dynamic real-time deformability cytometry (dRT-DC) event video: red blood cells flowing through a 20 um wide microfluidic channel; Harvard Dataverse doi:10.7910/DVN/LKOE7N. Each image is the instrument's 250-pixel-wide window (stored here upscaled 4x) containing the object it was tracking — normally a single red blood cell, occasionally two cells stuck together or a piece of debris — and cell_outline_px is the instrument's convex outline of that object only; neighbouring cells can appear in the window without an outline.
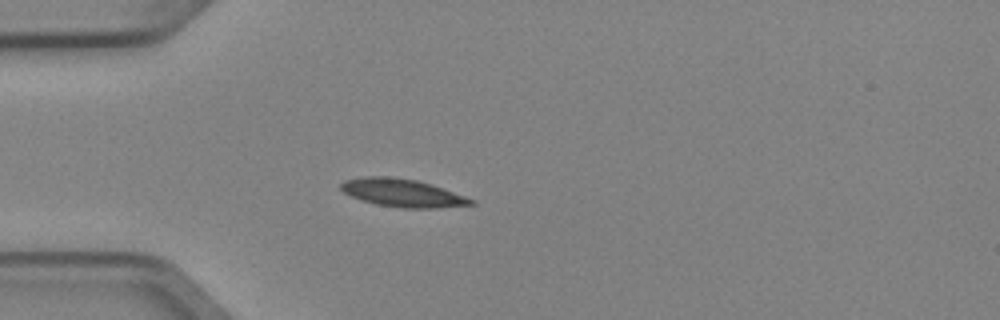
{"species": "Egyptian fruit bat (a non-hibernating species)", "species_latin": "Rousettus aegyptiacus", "temperature_condition": "cold", "stored_images_in_passage": 4, "camera_frame_rate_fps": 3000, "um_per_image_px": 0.085, "animal": {"sex": "female"}, "frame": {"image": 1, "passage_image": 3, "time_ms": 0.667, "image_size_px": [1000, 320], "cell_outline_px": [[476, 204], [436, 208], [404, 208], [376, 204], [352, 196], [344, 192], [340, 188], [340, 184], [344, 180], [364, 176], [392, 176], [416, 180], [432, 184], [476, 200]], "centroid_in_image_um": [34.23, 16.39], "position_along_channel_um": 50.8, "area_um2": 21.15}}